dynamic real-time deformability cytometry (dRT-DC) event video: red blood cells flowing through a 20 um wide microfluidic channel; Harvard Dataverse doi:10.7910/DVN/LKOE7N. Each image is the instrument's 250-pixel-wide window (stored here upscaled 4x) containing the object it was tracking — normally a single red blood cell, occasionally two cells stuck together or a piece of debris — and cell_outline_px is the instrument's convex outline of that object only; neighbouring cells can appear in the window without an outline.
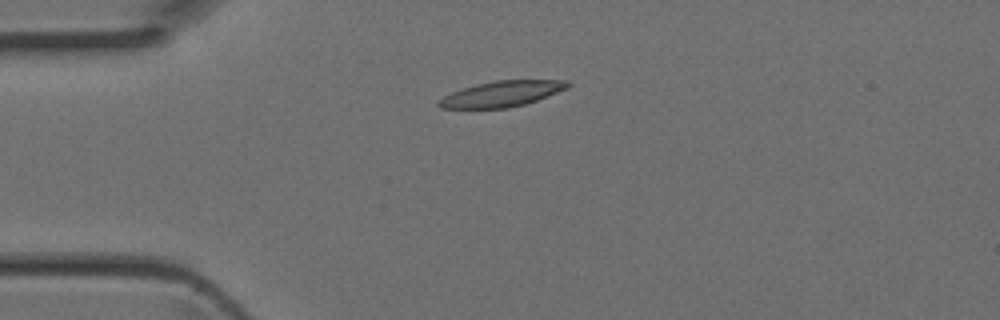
{"species": "Egyptian fruit bat (a non-hibernating species)", "species_latin": "Rousettus aegyptiacus", "temperature_condition": "room temperature", "stored_images_in_passage": 34, "camera_frame_rate_fps": 3000, "um_per_image_px": 0.085, "animal": {"sex": "female"}, "frame": {"image": 1, "passage_image": 1, "time_ms": 0.0, "image_size_px": [1000, 320], "cell_outline_px": [[564, 84], [560, 88], [544, 96], [520, 104], [496, 108], [452, 108], [472, 88], [484, 84], [508, 80], [544, 80]], "centroid_in_image_um": [43.05, 7.95], "position_along_channel_um": 42.0, "area_um2": 14.68}}
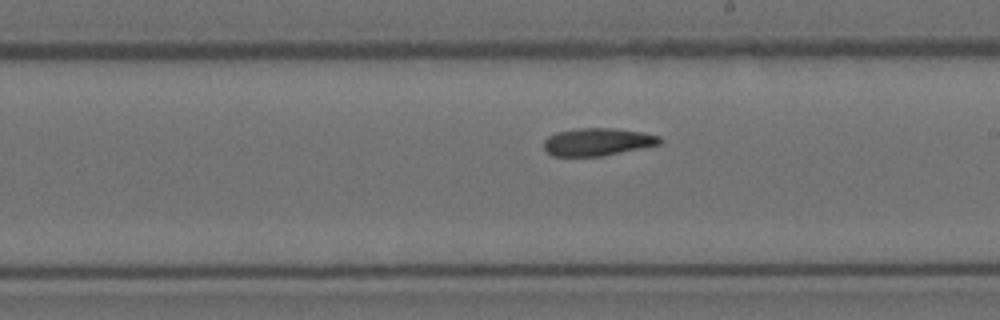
{"frame": {"image": 2, "passage_image": 15, "time_ms": 4.667, "image_size_px": [1000, 320], "cell_outline_px": [[656, 140], [652, 144], [608, 152], [580, 156], [564, 156], [552, 152], [548, 148], [548, 140], [556, 136], [568, 132], [628, 132], [652, 136]], "centroid_in_image_um": [50.67, 12.12], "position_along_channel_um": 238.3, "area_um2": 13.99}}
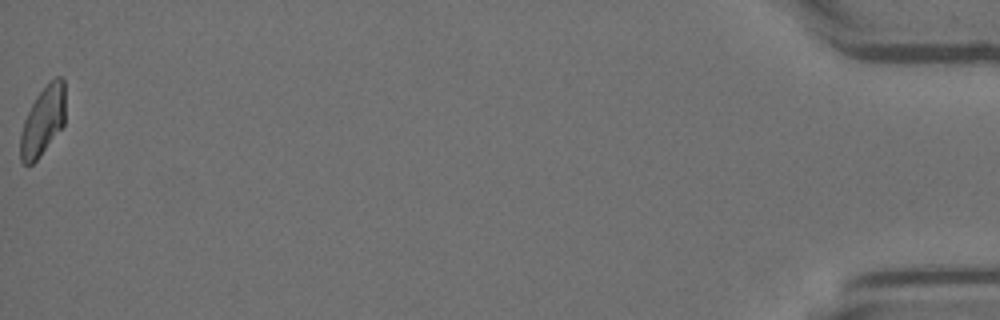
{"frame": {"image": 3, "passage_image": 34, "time_ms": 11.0, "image_size_px": [1000, 320], "cell_outline_px": [[64, 124], [40, 152], [28, 164], [24, 136], [24, 128], [60, 80], [64, 84]], "centroid_in_image_um": [3.84, 10.41], "position_along_channel_um": 431.4, "area_um2": 12.54}}